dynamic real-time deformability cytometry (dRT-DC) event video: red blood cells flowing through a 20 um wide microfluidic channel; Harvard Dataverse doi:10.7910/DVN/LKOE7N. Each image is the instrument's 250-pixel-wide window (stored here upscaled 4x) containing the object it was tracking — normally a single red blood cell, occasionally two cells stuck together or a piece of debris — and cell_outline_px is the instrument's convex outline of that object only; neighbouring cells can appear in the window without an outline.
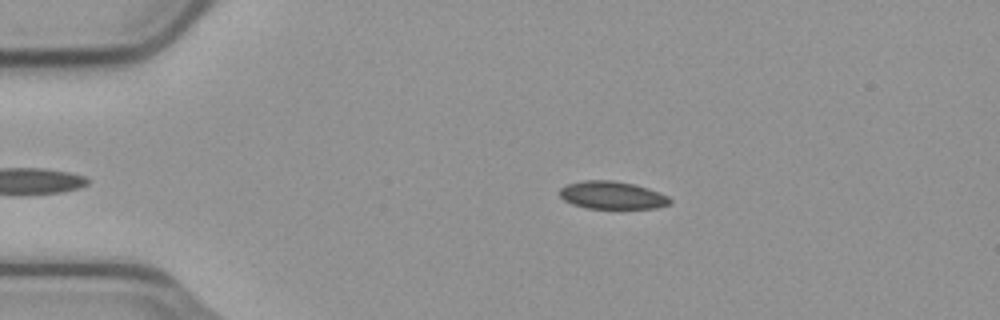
{"species": "common noctule bat (a hibernating species)", "species_latin": "Nyctalus noctula", "temperature_condition": "cold", "stored_images_in_passage": 42, "camera_frame_rate_fps": 3000, "um_per_image_px": 0.085, "animal": {"sex": "male", "body_mass_g": 23.1, "forearm_length_mm": 52.7}, "frame": {"image": 1, "passage_image": 5, "time_ms": 1.333, "image_size_px": [1000, 320], "cell_outline_px": [[672, 200], [668, 204], [656, 208], [588, 208], [572, 204], [564, 200], [560, 196], [560, 188], [568, 184], [584, 180], [612, 180], [632, 184], [668, 196]], "centroid_in_image_um": [51.99, 16.59], "position_along_channel_um": 33.0, "area_um2": 17.46}}
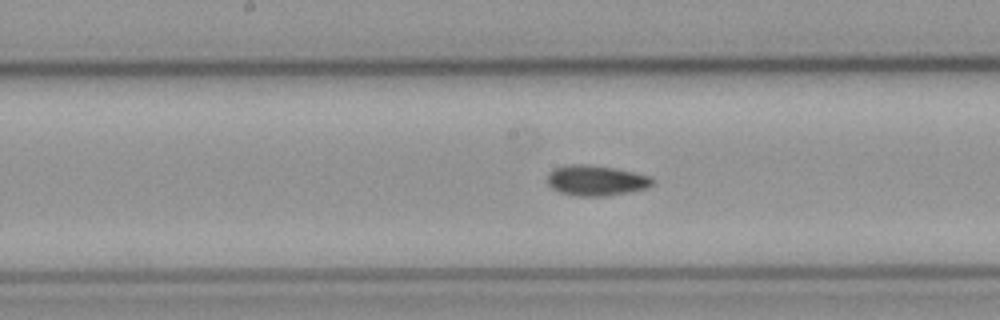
{"frame": {"image": 2, "passage_image": 22, "time_ms": 7.0, "image_size_px": [1000, 320], "cell_outline_px": [[656, 184], [648, 188], [608, 196], [576, 196], [560, 192], [552, 188], [548, 184], [548, 172], [556, 168], [568, 164], [588, 164], [616, 168], [636, 172], [652, 176], [656, 180]], "centroid_in_image_um": [50.74, 15.33], "position_along_channel_um": 197.5, "area_um2": 19.02}}
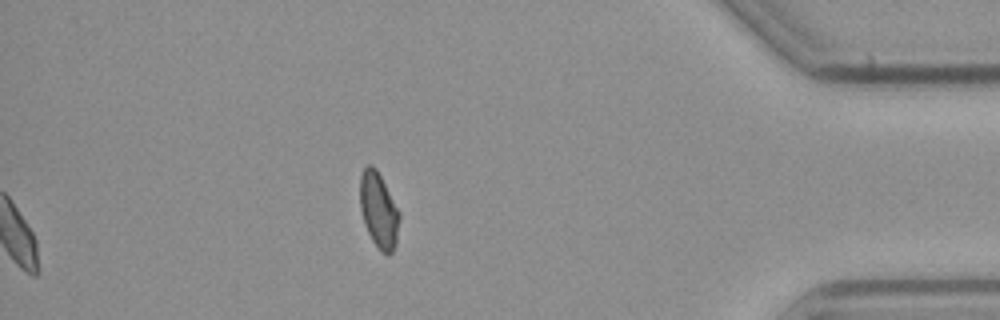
{"frame": {"image": 3, "passage_image": 42, "time_ms": 13.667, "image_size_px": [1000, 320], "cell_outline_px": [[400, 220], [396, 244], [392, 252], [388, 256], [380, 252], [372, 240], [364, 224], [360, 208], [360, 176], [364, 168], [368, 164], [372, 164], [376, 168], [400, 212]], "centroid_in_image_um": [32.19, 17.9], "position_along_channel_um": 403.0, "area_um2": 17.51}}